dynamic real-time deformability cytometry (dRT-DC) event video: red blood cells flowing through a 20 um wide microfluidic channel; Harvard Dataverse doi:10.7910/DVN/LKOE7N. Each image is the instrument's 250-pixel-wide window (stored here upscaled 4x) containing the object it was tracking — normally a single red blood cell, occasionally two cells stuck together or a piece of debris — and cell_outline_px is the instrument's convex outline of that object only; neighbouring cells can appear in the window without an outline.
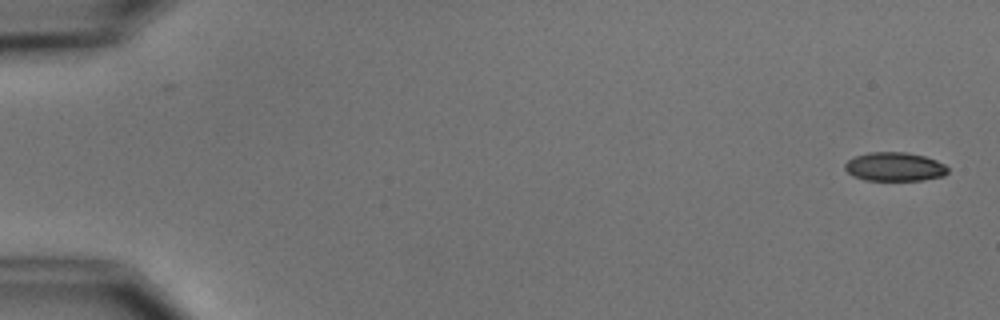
{"species": "common noctule bat (a hibernating species)", "species_latin": "Nyctalus noctula", "temperature_condition": "cold", "stored_images_in_passage": 5, "camera_frame_rate_fps": 3000, "um_per_image_px": 0.085, "animal": {"sex": "male", "body_mass_g": 15.6}, "frame": {"image": 1, "passage_image": 1, "time_ms": 0.0, "image_size_px": [1000, 320], "cell_outline_px": [[948, 172], [944, 176], [924, 180], [864, 180], [852, 176], [844, 168], [844, 164], [848, 160], [856, 156], [868, 152], [904, 152], [924, 156], [936, 160], [944, 164], [948, 168]], "centroid_in_image_um": [76.04, 14.18], "position_along_channel_um": 9.0, "area_um2": 17.34}}
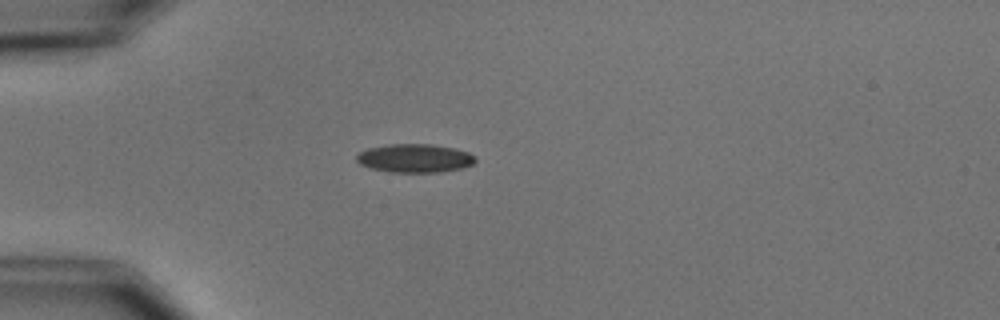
{"frame": {"image": 2, "passage_image": 5, "time_ms": 4.667, "image_size_px": [1000, 320], "cell_outline_px": [[476, 160], [472, 164], [460, 168], [440, 172], [392, 172], [372, 168], [360, 164], [356, 160], [356, 156], [360, 152], [368, 148], [388, 144], [432, 144], [456, 148], [468, 152], [476, 156]], "centroid_in_image_um": [35.27, 13.44], "position_along_channel_um": 49.7, "area_um2": 19.71}}